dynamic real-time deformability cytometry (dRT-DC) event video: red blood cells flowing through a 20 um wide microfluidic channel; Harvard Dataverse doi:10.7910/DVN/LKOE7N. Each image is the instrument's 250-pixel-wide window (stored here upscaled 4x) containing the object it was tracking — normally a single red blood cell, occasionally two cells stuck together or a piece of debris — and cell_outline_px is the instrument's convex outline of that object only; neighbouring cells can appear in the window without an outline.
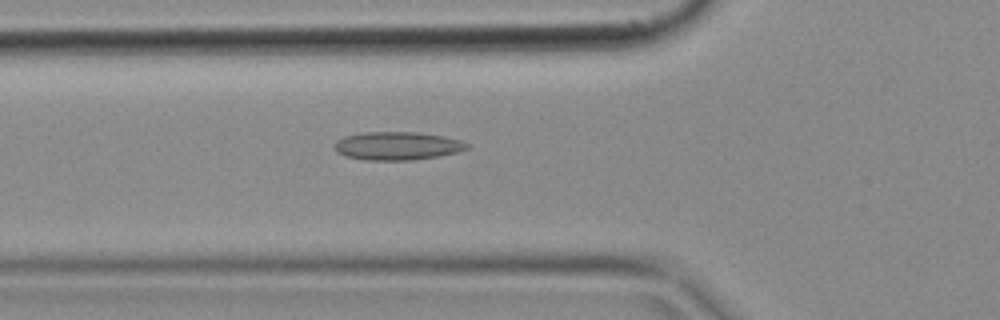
{"species": "common noctule bat (a hibernating species)", "species_latin": "Nyctalus noctula", "temperature_condition": "cold", "stored_images_in_passage": 48, "camera_frame_rate_fps": 3000, "um_per_image_px": 0.085, "animal": {"sex": "female", "body_mass_g": 18.4}, "frame": {"image": 1, "passage_image": 15, "time_ms": 4.667, "image_size_px": [1000, 320], "cell_outline_px": [[468, 148], [456, 152], [436, 156], [412, 160], [364, 160], [344, 156], [336, 152], [336, 140], [344, 136], [360, 132], [420, 132], [444, 136], [460, 140], [468, 144]], "centroid_in_image_um": [33.73, 12.39], "position_along_channel_um": 92.1, "area_um2": 21.79}}
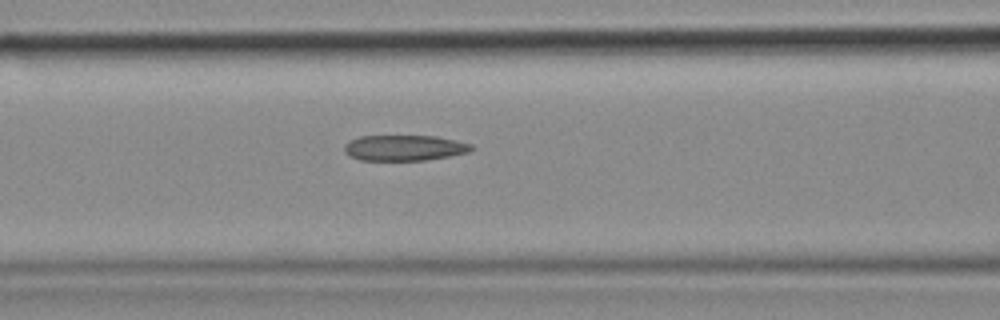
{"frame": {"image": 2, "passage_image": 18, "time_ms": 5.667, "image_size_px": [1000, 320], "cell_outline_px": [[476, 148], [468, 152], [448, 156], [424, 160], [360, 160], [348, 156], [344, 152], [344, 144], [348, 140], [360, 136], [436, 136], [456, 140], [472, 144]], "centroid_in_image_um": [34.34, 12.56], "position_along_channel_um": 132.3, "area_um2": 19.13}}
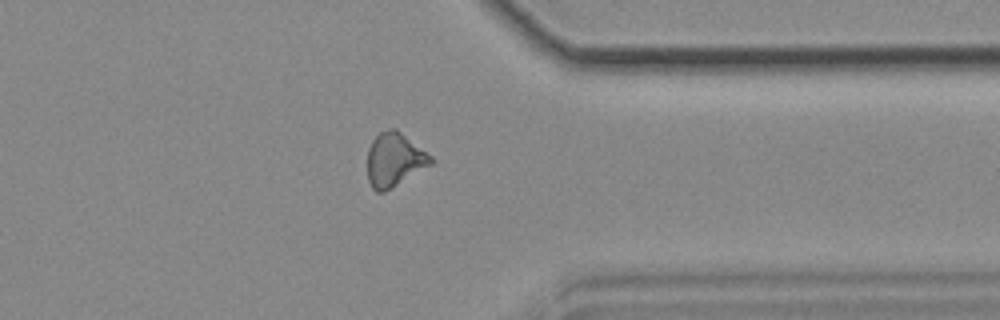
{"frame": {"image": 3, "passage_image": 37, "time_ms": 12.0, "image_size_px": [1000, 320], "cell_outline_px": [[436, 160], [432, 164], [384, 192], [376, 192], [372, 188], [368, 180], [368, 148], [372, 140], [380, 132], [388, 128], [396, 128], [432, 156]], "centroid_in_image_um": [33.53, 13.56], "position_along_channel_um": 377.9, "area_um2": 19.88}}